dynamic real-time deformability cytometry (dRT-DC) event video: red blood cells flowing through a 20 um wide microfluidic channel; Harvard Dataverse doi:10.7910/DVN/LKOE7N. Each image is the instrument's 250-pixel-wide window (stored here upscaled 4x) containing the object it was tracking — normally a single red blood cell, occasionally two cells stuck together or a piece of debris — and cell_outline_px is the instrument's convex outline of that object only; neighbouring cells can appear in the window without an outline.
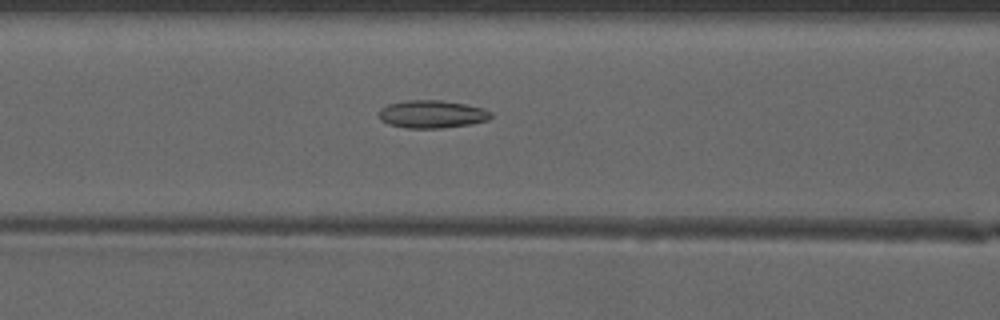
{"species": "common noctule bat (a hibernating species)", "species_latin": "Nyctalus noctula", "temperature_condition": "warm", "stored_images_in_passage": 42, "camera_frame_rate_fps": 3000, "um_per_image_px": 0.085, "animal": {"sex": "male", "forearm_length_mm": 52.5}, "frame": {"image": 1, "passage_image": 14, "time_ms": 4.333, "image_size_px": [1000, 320], "cell_outline_px": [[492, 116], [488, 120], [468, 124], [444, 128], [408, 128], [388, 124], [380, 120], [380, 108], [388, 104], [404, 100], [440, 100], [464, 104], [480, 108], [492, 112]], "centroid_in_image_um": [36.69, 9.7], "position_along_channel_um": 129.9, "area_um2": 18.03}}
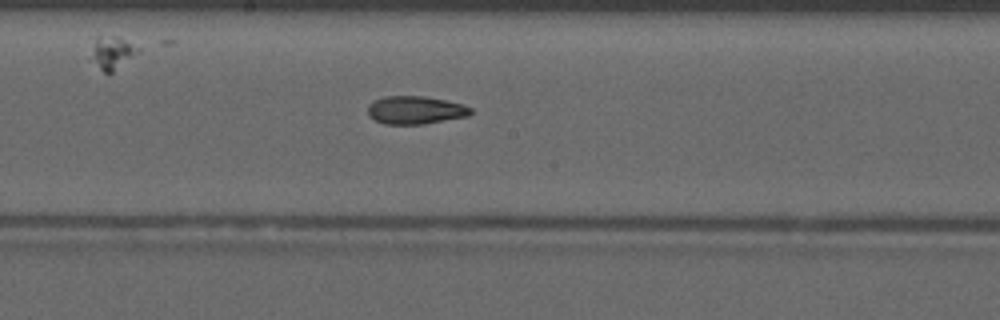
{"frame": {"image": 2, "passage_image": 20, "time_ms": 6.333, "image_size_px": [1000, 320], "cell_outline_px": [[472, 112], [468, 116], [424, 124], [384, 124], [368, 116], [368, 104], [384, 96], [424, 96], [464, 104], [472, 108]], "centroid_in_image_um": [35.31, 9.36], "position_along_channel_um": 212.9, "area_um2": 16.82}}
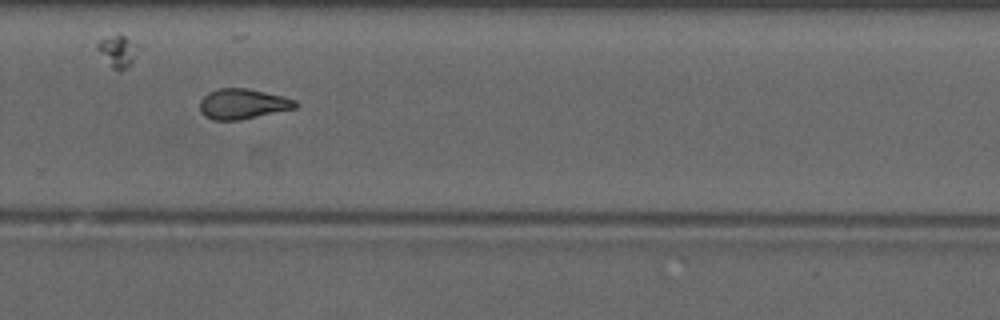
{"frame": {"image": 3, "passage_image": 27, "time_ms": 8.667, "image_size_px": [1000, 320], "cell_outline_px": [[296, 108], [240, 120], [212, 120], [204, 116], [200, 112], [200, 100], [208, 92], [220, 88], [248, 88], [284, 96], [296, 100]], "centroid_in_image_um": [20.61, 8.83], "position_along_channel_um": 309.2, "area_um2": 16.94}, "authors_computed_cell_mechanics": {"area_um2": 17.0221, "velocity_mm_per_s": 4.1397, "shape_relaxation_time_tau1_ms": null, "shape_relaxation_time_tau2_ms": 2.0308, "deformation_change_tau1": null, "deformation_change_tau2": 0.0934}}